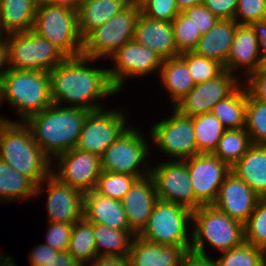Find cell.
<instances>
[{
  "label": "cell",
  "instance_id": "30bf717a",
  "mask_svg": "<svg viewBox=\"0 0 266 266\" xmlns=\"http://www.w3.org/2000/svg\"><path fill=\"white\" fill-rule=\"evenodd\" d=\"M4 40L12 69L50 72L67 58L60 49L32 30L7 34Z\"/></svg>",
  "mask_w": 266,
  "mask_h": 266
},
{
  "label": "cell",
  "instance_id": "e0dca14e",
  "mask_svg": "<svg viewBox=\"0 0 266 266\" xmlns=\"http://www.w3.org/2000/svg\"><path fill=\"white\" fill-rule=\"evenodd\" d=\"M158 199L181 204L195 210V193L189 170L184 161L159 162L151 164V174Z\"/></svg>",
  "mask_w": 266,
  "mask_h": 266
},
{
  "label": "cell",
  "instance_id": "44dd1931",
  "mask_svg": "<svg viewBox=\"0 0 266 266\" xmlns=\"http://www.w3.org/2000/svg\"><path fill=\"white\" fill-rule=\"evenodd\" d=\"M157 200L156 186L151 175L137 179L121 199L129 228L136 235L146 226Z\"/></svg>",
  "mask_w": 266,
  "mask_h": 266
},
{
  "label": "cell",
  "instance_id": "7dc6e473",
  "mask_svg": "<svg viewBox=\"0 0 266 266\" xmlns=\"http://www.w3.org/2000/svg\"><path fill=\"white\" fill-rule=\"evenodd\" d=\"M202 4L218 19H234L237 0H203Z\"/></svg>",
  "mask_w": 266,
  "mask_h": 266
},
{
  "label": "cell",
  "instance_id": "4dcf8cb0",
  "mask_svg": "<svg viewBox=\"0 0 266 266\" xmlns=\"http://www.w3.org/2000/svg\"><path fill=\"white\" fill-rule=\"evenodd\" d=\"M37 186L0 159V202L32 200L36 197Z\"/></svg>",
  "mask_w": 266,
  "mask_h": 266
},
{
  "label": "cell",
  "instance_id": "ac0fdd59",
  "mask_svg": "<svg viewBox=\"0 0 266 266\" xmlns=\"http://www.w3.org/2000/svg\"><path fill=\"white\" fill-rule=\"evenodd\" d=\"M241 81L238 76L224 70L217 77L194 85L189 93L171 108L186 117L210 113L213 106L229 96Z\"/></svg>",
  "mask_w": 266,
  "mask_h": 266
},
{
  "label": "cell",
  "instance_id": "74e56055",
  "mask_svg": "<svg viewBox=\"0 0 266 266\" xmlns=\"http://www.w3.org/2000/svg\"><path fill=\"white\" fill-rule=\"evenodd\" d=\"M137 179L134 175L102 171L94 190L103 196L121 201Z\"/></svg>",
  "mask_w": 266,
  "mask_h": 266
},
{
  "label": "cell",
  "instance_id": "7bdbcfd3",
  "mask_svg": "<svg viewBox=\"0 0 266 266\" xmlns=\"http://www.w3.org/2000/svg\"><path fill=\"white\" fill-rule=\"evenodd\" d=\"M140 10L149 18L167 22H172L180 13L175 0H148Z\"/></svg>",
  "mask_w": 266,
  "mask_h": 266
},
{
  "label": "cell",
  "instance_id": "6f0895ef",
  "mask_svg": "<svg viewBox=\"0 0 266 266\" xmlns=\"http://www.w3.org/2000/svg\"><path fill=\"white\" fill-rule=\"evenodd\" d=\"M3 251L0 252V266H3L9 259H11V256H8L2 253Z\"/></svg>",
  "mask_w": 266,
  "mask_h": 266
},
{
  "label": "cell",
  "instance_id": "7c38bea8",
  "mask_svg": "<svg viewBox=\"0 0 266 266\" xmlns=\"http://www.w3.org/2000/svg\"><path fill=\"white\" fill-rule=\"evenodd\" d=\"M124 110L115 107L90 111L75 148L101 157L108 146L129 127L128 114Z\"/></svg>",
  "mask_w": 266,
  "mask_h": 266
},
{
  "label": "cell",
  "instance_id": "7a4b0ae2",
  "mask_svg": "<svg viewBox=\"0 0 266 266\" xmlns=\"http://www.w3.org/2000/svg\"><path fill=\"white\" fill-rule=\"evenodd\" d=\"M89 112L87 109L53 103L30 116L25 123L31 129L35 143L53 160L76 147Z\"/></svg>",
  "mask_w": 266,
  "mask_h": 266
},
{
  "label": "cell",
  "instance_id": "d4e9b609",
  "mask_svg": "<svg viewBox=\"0 0 266 266\" xmlns=\"http://www.w3.org/2000/svg\"><path fill=\"white\" fill-rule=\"evenodd\" d=\"M237 24L234 19H219L208 32L201 36L193 52L216 60L225 66Z\"/></svg>",
  "mask_w": 266,
  "mask_h": 266
},
{
  "label": "cell",
  "instance_id": "bcb514c9",
  "mask_svg": "<svg viewBox=\"0 0 266 266\" xmlns=\"http://www.w3.org/2000/svg\"><path fill=\"white\" fill-rule=\"evenodd\" d=\"M247 93L256 100L266 102V71L259 68L242 80Z\"/></svg>",
  "mask_w": 266,
  "mask_h": 266
},
{
  "label": "cell",
  "instance_id": "11a10c76",
  "mask_svg": "<svg viewBox=\"0 0 266 266\" xmlns=\"http://www.w3.org/2000/svg\"><path fill=\"white\" fill-rule=\"evenodd\" d=\"M38 4L66 5L77 8L79 2L77 0H37Z\"/></svg>",
  "mask_w": 266,
  "mask_h": 266
},
{
  "label": "cell",
  "instance_id": "be15d7a7",
  "mask_svg": "<svg viewBox=\"0 0 266 266\" xmlns=\"http://www.w3.org/2000/svg\"><path fill=\"white\" fill-rule=\"evenodd\" d=\"M5 120L3 118H0V126Z\"/></svg>",
  "mask_w": 266,
  "mask_h": 266
},
{
  "label": "cell",
  "instance_id": "c3c4849f",
  "mask_svg": "<svg viewBox=\"0 0 266 266\" xmlns=\"http://www.w3.org/2000/svg\"><path fill=\"white\" fill-rule=\"evenodd\" d=\"M59 251L48 246L46 243L36 244L29 254V263L31 266H44Z\"/></svg>",
  "mask_w": 266,
  "mask_h": 266
},
{
  "label": "cell",
  "instance_id": "ab89813d",
  "mask_svg": "<svg viewBox=\"0 0 266 266\" xmlns=\"http://www.w3.org/2000/svg\"><path fill=\"white\" fill-rule=\"evenodd\" d=\"M179 56L187 63L195 85L213 79L225 70L216 60L199 56L194 52H185Z\"/></svg>",
  "mask_w": 266,
  "mask_h": 266
},
{
  "label": "cell",
  "instance_id": "83f0119b",
  "mask_svg": "<svg viewBox=\"0 0 266 266\" xmlns=\"http://www.w3.org/2000/svg\"><path fill=\"white\" fill-rule=\"evenodd\" d=\"M37 0H0V30L4 35L33 29Z\"/></svg>",
  "mask_w": 266,
  "mask_h": 266
},
{
  "label": "cell",
  "instance_id": "6125c7cd",
  "mask_svg": "<svg viewBox=\"0 0 266 266\" xmlns=\"http://www.w3.org/2000/svg\"><path fill=\"white\" fill-rule=\"evenodd\" d=\"M4 34L1 32V30H0V43L4 40Z\"/></svg>",
  "mask_w": 266,
  "mask_h": 266
},
{
  "label": "cell",
  "instance_id": "1f68e13d",
  "mask_svg": "<svg viewBox=\"0 0 266 266\" xmlns=\"http://www.w3.org/2000/svg\"><path fill=\"white\" fill-rule=\"evenodd\" d=\"M97 256H128L136 235L131 229H114L93 223Z\"/></svg>",
  "mask_w": 266,
  "mask_h": 266
},
{
  "label": "cell",
  "instance_id": "f6af8a7d",
  "mask_svg": "<svg viewBox=\"0 0 266 266\" xmlns=\"http://www.w3.org/2000/svg\"><path fill=\"white\" fill-rule=\"evenodd\" d=\"M181 13L191 20L201 35L208 32L219 20L203 4L186 8Z\"/></svg>",
  "mask_w": 266,
  "mask_h": 266
},
{
  "label": "cell",
  "instance_id": "8d00e7d4",
  "mask_svg": "<svg viewBox=\"0 0 266 266\" xmlns=\"http://www.w3.org/2000/svg\"><path fill=\"white\" fill-rule=\"evenodd\" d=\"M245 130L252 144L266 145V102L253 99L248 93Z\"/></svg>",
  "mask_w": 266,
  "mask_h": 266
},
{
  "label": "cell",
  "instance_id": "f35d334b",
  "mask_svg": "<svg viewBox=\"0 0 266 266\" xmlns=\"http://www.w3.org/2000/svg\"><path fill=\"white\" fill-rule=\"evenodd\" d=\"M247 243L266 251V198H260L244 224Z\"/></svg>",
  "mask_w": 266,
  "mask_h": 266
},
{
  "label": "cell",
  "instance_id": "4316f807",
  "mask_svg": "<svg viewBox=\"0 0 266 266\" xmlns=\"http://www.w3.org/2000/svg\"><path fill=\"white\" fill-rule=\"evenodd\" d=\"M231 172L247 183L261 198H266V145L252 144L231 167Z\"/></svg>",
  "mask_w": 266,
  "mask_h": 266
},
{
  "label": "cell",
  "instance_id": "b9f144b4",
  "mask_svg": "<svg viewBox=\"0 0 266 266\" xmlns=\"http://www.w3.org/2000/svg\"><path fill=\"white\" fill-rule=\"evenodd\" d=\"M266 19V0H237L234 20L241 25H251Z\"/></svg>",
  "mask_w": 266,
  "mask_h": 266
},
{
  "label": "cell",
  "instance_id": "7402d4cb",
  "mask_svg": "<svg viewBox=\"0 0 266 266\" xmlns=\"http://www.w3.org/2000/svg\"><path fill=\"white\" fill-rule=\"evenodd\" d=\"M191 245L154 244L134 236L128 260L130 266H181Z\"/></svg>",
  "mask_w": 266,
  "mask_h": 266
},
{
  "label": "cell",
  "instance_id": "f1b7e54d",
  "mask_svg": "<svg viewBox=\"0 0 266 266\" xmlns=\"http://www.w3.org/2000/svg\"><path fill=\"white\" fill-rule=\"evenodd\" d=\"M159 76L165 91L175 106L194 87V81L189 73L187 63L180 57L163 59Z\"/></svg>",
  "mask_w": 266,
  "mask_h": 266
},
{
  "label": "cell",
  "instance_id": "681fc988",
  "mask_svg": "<svg viewBox=\"0 0 266 266\" xmlns=\"http://www.w3.org/2000/svg\"><path fill=\"white\" fill-rule=\"evenodd\" d=\"M130 266L128 256H96L86 266Z\"/></svg>",
  "mask_w": 266,
  "mask_h": 266
},
{
  "label": "cell",
  "instance_id": "d6986e66",
  "mask_svg": "<svg viewBox=\"0 0 266 266\" xmlns=\"http://www.w3.org/2000/svg\"><path fill=\"white\" fill-rule=\"evenodd\" d=\"M260 198L247 183L230 172L212 205L244 225Z\"/></svg>",
  "mask_w": 266,
  "mask_h": 266
},
{
  "label": "cell",
  "instance_id": "e575fe53",
  "mask_svg": "<svg viewBox=\"0 0 266 266\" xmlns=\"http://www.w3.org/2000/svg\"><path fill=\"white\" fill-rule=\"evenodd\" d=\"M252 145L245 128L226 129L213 155L232 167Z\"/></svg>",
  "mask_w": 266,
  "mask_h": 266
},
{
  "label": "cell",
  "instance_id": "db71d44e",
  "mask_svg": "<svg viewBox=\"0 0 266 266\" xmlns=\"http://www.w3.org/2000/svg\"><path fill=\"white\" fill-rule=\"evenodd\" d=\"M10 68L11 67L9 63V50L5 40H3L0 43V83L2 81V78L5 76V74Z\"/></svg>",
  "mask_w": 266,
  "mask_h": 266
},
{
  "label": "cell",
  "instance_id": "3957f363",
  "mask_svg": "<svg viewBox=\"0 0 266 266\" xmlns=\"http://www.w3.org/2000/svg\"><path fill=\"white\" fill-rule=\"evenodd\" d=\"M0 159L38 186L52 173V160L35 143L22 121H4L0 126Z\"/></svg>",
  "mask_w": 266,
  "mask_h": 266
},
{
  "label": "cell",
  "instance_id": "4fadbf2b",
  "mask_svg": "<svg viewBox=\"0 0 266 266\" xmlns=\"http://www.w3.org/2000/svg\"><path fill=\"white\" fill-rule=\"evenodd\" d=\"M110 60L114 66L108 68V77L117 92L123 90L129 77H146L155 71L158 74L163 62L158 53L134 39L119 48Z\"/></svg>",
  "mask_w": 266,
  "mask_h": 266
},
{
  "label": "cell",
  "instance_id": "8992f818",
  "mask_svg": "<svg viewBox=\"0 0 266 266\" xmlns=\"http://www.w3.org/2000/svg\"><path fill=\"white\" fill-rule=\"evenodd\" d=\"M32 31L47 39L67 57L82 55L83 39L78 30L76 8L38 4Z\"/></svg>",
  "mask_w": 266,
  "mask_h": 266
},
{
  "label": "cell",
  "instance_id": "91938a15",
  "mask_svg": "<svg viewBox=\"0 0 266 266\" xmlns=\"http://www.w3.org/2000/svg\"><path fill=\"white\" fill-rule=\"evenodd\" d=\"M3 266H18V265L15 263L14 259L11 258Z\"/></svg>",
  "mask_w": 266,
  "mask_h": 266
},
{
  "label": "cell",
  "instance_id": "5bb4252c",
  "mask_svg": "<svg viewBox=\"0 0 266 266\" xmlns=\"http://www.w3.org/2000/svg\"><path fill=\"white\" fill-rule=\"evenodd\" d=\"M46 190L48 222L74 224L84 218L85 193L80 189L61 182L51 173L37 186L36 196Z\"/></svg>",
  "mask_w": 266,
  "mask_h": 266
},
{
  "label": "cell",
  "instance_id": "680465c9",
  "mask_svg": "<svg viewBox=\"0 0 266 266\" xmlns=\"http://www.w3.org/2000/svg\"><path fill=\"white\" fill-rule=\"evenodd\" d=\"M146 1L148 0H129V3L140 8Z\"/></svg>",
  "mask_w": 266,
  "mask_h": 266
},
{
  "label": "cell",
  "instance_id": "d590c367",
  "mask_svg": "<svg viewBox=\"0 0 266 266\" xmlns=\"http://www.w3.org/2000/svg\"><path fill=\"white\" fill-rule=\"evenodd\" d=\"M214 259L216 266H266V252L244 241Z\"/></svg>",
  "mask_w": 266,
  "mask_h": 266
},
{
  "label": "cell",
  "instance_id": "277c9868",
  "mask_svg": "<svg viewBox=\"0 0 266 266\" xmlns=\"http://www.w3.org/2000/svg\"><path fill=\"white\" fill-rule=\"evenodd\" d=\"M6 101L20 117L14 120L4 116L6 121L25 122L52 105L49 72L10 68L0 83V107Z\"/></svg>",
  "mask_w": 266,
  "mask_h": 266
},
{
  "label": "cell",
  "instance_id": "5b68a950",
  "mask_svg": "<svg viewBox=\"0 0 266 266\" xmlns=\"http://www.w3.org/2000/svg\"><path fill=\"white\" fill-rule=\"evenodd\" d=\"M192 243L190 252L209 257L208 247L228 251L244 241V225L213 205H202L192 212ZM207 253V254H206Z\"/></svg>",
  "mask_w": 266,
  "mask_h": 266
},
{
  "label": "cell",
  "instance_id": "94428289",
  "mask_svg": "<svg viewBox=\"0 0 266 266\" xmlns=\"http://www.w3.org/2000/svg\"><path fill=\"white\" fill-rule=\"evenodd\" d=\"M261 69L266 71V56L262 58V65H261Z\"/></svg>",
  "mask_w": 266,
  "mask_h": 266
},
{
  "label": "cell",
  "instance_id": "9c48e42d",
  "mask_svg": "<svg viewBox=\"0 0 266 266\" xmlns=\"http://www.w3.org/2000/svg\"><path fill=\"white\" fill-rule=\"evenodd\" d=\"M139 7L129 4L100 27L92 30L84 39L82 56L100 60L109 59L124 44L133 40Z\"/></svg>",
  "mask_w": 266,
  "mask_h": 266
},
{
  "label": "cell",
  "instance_id": "9a60e30c",
  "mask_svg": "<svg viewBox=\"0 0 266 266\" xmlns=\"http://www.w3.org/2000/svg\"><path fill=\"white\" fill-rule=\"evenodd\" d=\"M52 162L54 176L84 193L95 189L102 172L99 156L77 148L57 155Z\"/></svg>",
  "mask_w": 266,
  "mask_h": 266
},
{
  "label": "cell",
  "instance_id": "6da1fadb",
  "mask_svg": "<svg viewBox=\"0 0 266 266\" xmlns=\"http://www.w3.org/2000/svg\"><path fill=\"white\" fill-rule=\"evenodd\" d=\"M95 61L99 60L81 55L67 57L55 66L49 72L52 102L60 106L90 111L106 108L99 100L118 92L110 83L107 67L89 66Z\"/></svg>",
  "mask_w": 266,
  "mask_h": 266
},
{
  "label": "cell",
  "instance_id": "f5cc1de1",
  "mask_svg": "<svg viewBox=\"0 0 266 266\" xmlns=\"http://www.w3.org/2000/svg\"><path fill=\"white\" fill-rule=\"evenodd\" d=\"M181 266H216L213 257L201 256L189 252Z\"/></svg>",
  "mask_w": 266,
  "mask_h": 266
},
{
  "label": "cell",
  "instance_id": "60d3db41",
  "mask_svg": "<svg viewBox=\"0 0 266 266\" xmlns=\"http://www.w3.org/2000/svg\"><path fill=\"white\" fill-rule=\"evenodd\" d=\"M171 23L178 53L193 52L202 36L201 33L181 12Z\"/></svg>",
  "mask_w": 266,
  "mask_h": 266
},
{
  "label": "cell",
  "instance_id": "f907efd6",
  "mask_svg": "<svg viewBox=\"0 0 266 266\" xmlns=\"http://www.w3.org/2000/svg\"><path fill=\"white\" fill-rule=\"evenodd\" d=\"M44 266H83L67 250L54 255Z\"/></svg>",
  "mask_w": 266,
  "mask_h": 266
},
{
  "label": "cell",
  "instance_id": "52a82bcc",
  "mask_svg": "<svg viewBox=\"0 0 266 266\" xmlns=\"http://www.w3.org/2000/svg\"><path fill=\"white\" fill-rule=\"evenodd\" d=\"M192 212L181 204L158 199L146 226L137 236L154 244L191 245Z\"/></svg>",
  "mask_w": 266,
  "mask_h": 266
},
{
  "label": "cell",
  "instance_id": "ee69618b",
  "mask_svg": "<svg viewBox=\"0 0 266 266\" xmlns=\"http://www.w3.org/2000/svg\"><path fill=\"white\" fill-rule=\"evenodd\" d=\"M47 224L49 226L47 227V232H45V243L59 252L66 251L69 246L74 224L60 222H47Z\"/></svg>",
  "mask_w": 266,
  "mask_h": 266
},
{
  "label": "cell",
  "instance_id": "836d02e7",
  "mask_svg": "<svg viewBox=\"0 0 266 266\" xmlns=\"http://www.w3.org/2000/svg\"><path fill=\"white\" fill-rule=\"evenodd\" d=\"M67 251L83 266L97 256L93 223L85 218L74 223Z\"/></svg>",
  "mask_w": 266,
  "mask_h": 266
},
{
  "label": "cell",
  "instance_id": "ba28073f",
  "mask_svg": "<svg viewBox=\"0 0 266 266\" xmlns=\"http://www.w3.org/2000/svg\"><path fill=\"white\" fill-rule=\"evenodd\" d=\"M150 147L144 134L129 126L100 157L101 169L134 175L138 179L146 177L151 174Z\"/></svg>",
  "mask_w": 266,
  "mask_h": 266
},
{
  "label": "cell",
  "instance_id": "cb8c5ba5",
  "mask_svg": "<svg viewBox=\"0 0 266 266\" xmlns=\"http://www.w3.org/2000/svg\"><path fill=\"white\" fill-rule=\"evenodd\" d=\"M84 218L90 223L114 229H130L121 201L103 196L94 189L85 192Z\"/></svg>",
  "mask_w": 266,
  "mask_h": 266
},
{
  "label": "cell",
  "instance_id": "603a6c76",
  "mask_svg": "<svg viewBox=\"0 0 266 266\" xmlns=\"http://www.w3.org/2000/svg\"><path fill=\"white\" fill-rule=\"evenodd\" d=\"M133 39L158 53L162 59L180 55L171 22L152 19L141 13L136 23Z\"/></svg>",
  "mask_w": 266,
  "mask_h": 266
},
{
  "label": "cell",
  "instance_id": "484cf974",
  "mask_svg": "<svg viewBox=\"0 0 266 266\" xmlns=\"http://www.w3.org/2000/svg\"><path fill=\"white\" fill-rule=\"evenodd\" d=\"M129 0H82L77 5L78 30L84 39L129 5Z\"/></svg>",
  "mask_w": 266,
  "mask_h": 266
},
{
  "label": "cell",
  "instance_id": "8fae6325",
  "mask_svg": "<svg viewBox=\"0 0 266 266\" xmlns=\"http://www.w3.org/2000/svg\"><path fill=\"white\" fill-rule=\"evenodd\" d=\"M150 127L151 142L171 161H184L197 155L196 138L192 117L181 115L176 109Z\"/></svg>",
  "mask_w": 266,
  "mask_h": 266
},
{
  "label": "cell",
  "instance_id": "2e32d148",
  "mask_svg": "<svg viewBox=\"0 0 266 266\" xmlns=\"http://www.w3.org/2000/svg\"><path fill=\"white\" fill-rule=\"evenodd\" d=\"M195 193V210L212 205L231 167L213 154H197L184 160Z\"/></svg>",
  "mask_w": 266,
  "mask_h": 266
},
{
  "label": "cell",
  "instance_id": "816d5d0a",
  "mask_svg": "<svg viewBox=\"0 0 266 266\" xmlns=\"http://www.w3.org/2000/svg\"><path fill=\"white\" fill-rule=\"evenodd\" d=\"M258 40H259V52L263 58L266 56V19L251 24Z\"/></svg>",
  "mask_w": 266,
  "mask_h": 266
},
{
  "label": "cell",
  "instance_id": "d6a6232c",
  "mask_svg": "<svg viewBox=\"0 0 266 266\" xmlns=\"http://www.w3.org/2000/svg\"><path fill=\"white\" fill-rule=\"evenodd\" d=\"M197 154H213L226 130L211 112L192 117Z\"/></svg>",
  "mask_w": 266,
  "mask_h": 266
},
{
  "label": "cell",
  "instance_id": "f546056e",
  "mask_svg": "<svg viewBox=\"0 0 266 266\" xmlns=\"http://www.w3.org/2000/svg\"><path fill=\"white\" fill-rule=\"evenodd\" d=\"M247 90L241 83L229 96L213 106L211 113L225 129L245 128Z\"/></svg>",
  "mask_w": 266,
  "mask_h": 266
},
{
  "label": "cell",
  "instance_id": "9f6ffc18",
  "mask_svg": "<svg viewBox=\"0 0 266 266\" xmlns=\"http://www.w3.org/2000/svg\"><path fill=\"white\" fill-rule=\"evenodd\" d=\"M180 12L184 9L202 4L203 0H175Z\"/></svg>",
  "mask_w": 266,
  "mask_h": 266
},
{
  "label": "cell",
  "instance_id": "ffe728a7",
  "mask_svg": "<svg viewBox=\"0 0 266 266\" xmlns=\"http://www.w3.org/2000/svg\"><path fill=\"white\" fill-rule=\"evenodd\" d=\"M261 65L262 57L259 52V40L253 28L251 25L237 24L224 69L242 80L250 73L261 68ZM241 70L244 71L240 75L239 71Z\"/></svg>",
  "mask_w": 266,
  "mask_h": 266
}]
</instances>
